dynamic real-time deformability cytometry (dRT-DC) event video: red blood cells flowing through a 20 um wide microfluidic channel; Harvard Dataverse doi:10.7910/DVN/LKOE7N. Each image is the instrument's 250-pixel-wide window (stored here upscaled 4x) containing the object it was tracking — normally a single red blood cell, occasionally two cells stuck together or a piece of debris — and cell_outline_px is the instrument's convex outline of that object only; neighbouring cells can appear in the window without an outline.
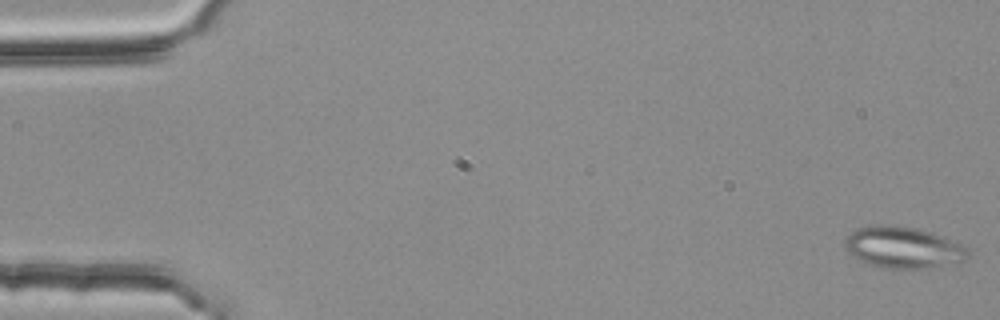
{"species": "common noctule bat (a hibernating species)", "species_latin": "Nyctalus noctula", "temperature_condition": "room temperature", "stored_images_in_passage": 54, "segment_of_instrument_passage": [1, 2], "camera_frame_rate_fps": 3000, "um_per_image_px": 0.085, "animal": {"sex": "female", "body_mass_g": 25.1}, "frame": {"image": 1, "passage_image": 1, "time_ms": 0.0, "image_size_px": [1000, 320], "cell_outline_px": [[968, 260], [916, 268], [884, 268], [872, 264], [848, 252], [844, 248], [844, 240], [852, 232], [860, 228], [872, 224], [888, 224], [912, 228], [928, 232], [940, 236], [964, 248], [968, 252]], "centroid_in_image_um": [76.69, 21.01], "position_along_channel_um": 8.3, "area_um2": 28.5}}
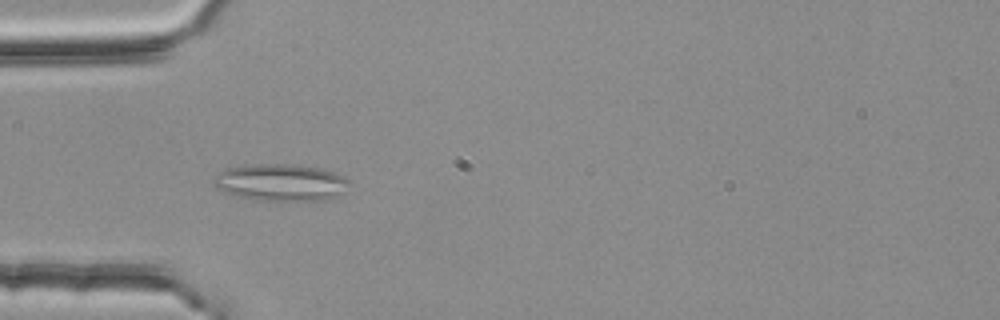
{"frame": {"image": 2, "passage_image": 17, "time_ms": 5.333, "image_size_px": [1000, 320], "cell_outline_px": [[348, 180], [340, 192], [328, 200], [256, 200], [240, 196], [216, 188], [212, 180], [224, 168], [256, 164], [292, 164], [316, 168], [332, 172], [344, 176]], "centroid_in_image_um": [23.8, 15.5], "position_along_channel_um": 61.2, "area_um2": 28.5}}